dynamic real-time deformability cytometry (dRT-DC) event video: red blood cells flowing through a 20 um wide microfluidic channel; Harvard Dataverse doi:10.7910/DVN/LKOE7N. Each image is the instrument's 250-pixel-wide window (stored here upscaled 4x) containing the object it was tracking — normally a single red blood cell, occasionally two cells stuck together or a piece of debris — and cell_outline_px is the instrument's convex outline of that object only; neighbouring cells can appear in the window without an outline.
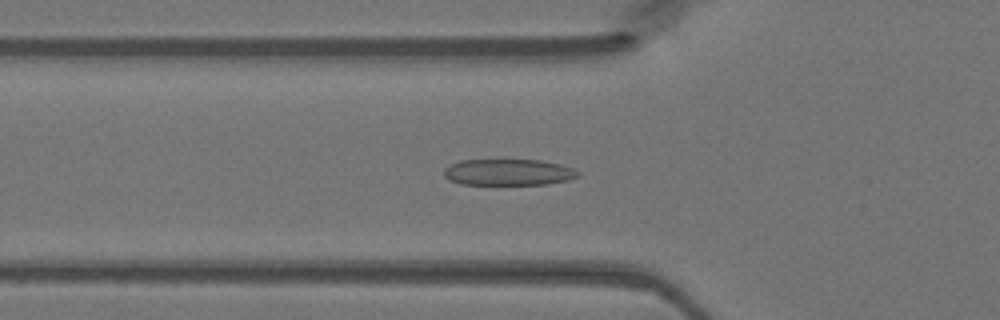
{"species": "Egyptian fruit bat (a non-hibernating species)", "species_latin": "Rousettus aegyptiacus", "temperature_condition": "warm", "stored_images_in_passage": 35, "camera_frame_rate_fps": 3000, "um_per_image_px": 0.085, "animal": {"sex": "female"}, "frame": {"image": 1, "passage_image": 9, "time_ms": 2.667, "image_size_px": [1000, 320], "cell_outline_px": [[580, 176], [568, 180], [548, 184], [460, 184], [448, 180], [444, 176], [444, 168], [448, 164], [460, 160], [540, 160], [560, 164], [572, 168], [580, 172]], "centroid_in_image_um": [43.19, 14.64], "position_along_channel_um": 82.6, "area_um2": 20.69}}
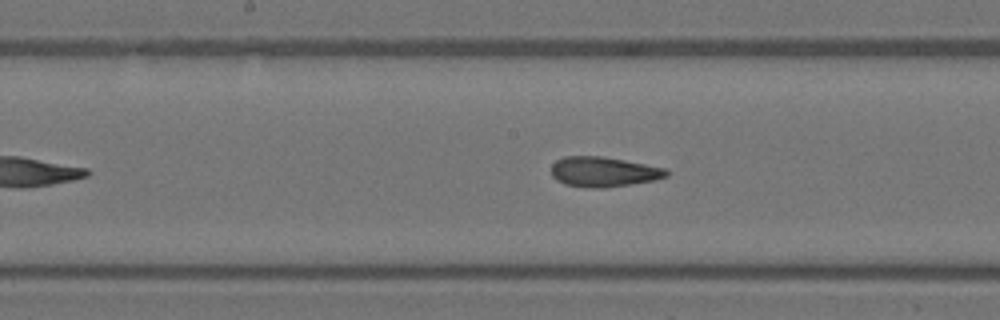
{"frame": {"image": 2, "passage_image": 17, "time_ms": 5.333, "image_size_px": [1000, 320], "cell_outline_px": [[668, 176], [656, 180], [632, 184], [604, 188], [588, 188], [564, 184], [556, 180], [552, 176], [552, 164], [556, 160], [564, 156], [600, 156], [624, 160], [664, 168], [668, 172]], "centroid_in_image_um": [51.28, 14.61], "position_along_channel_um": 196.9, "area_um2": 20.17}}
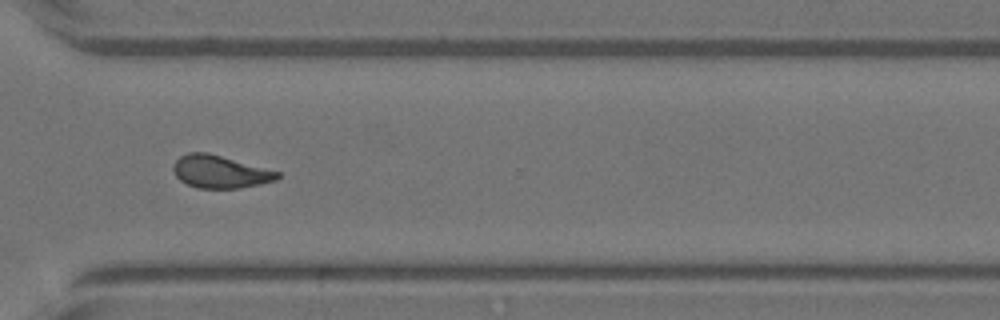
{"frame": {"image": 3, "passage_image": 28, "time_ms": 9.0, "image_size_px": [1000, 320], "cell_outline_px": [[280, 176], [276, 180], [260, 184], [240, 188], [196, 188], [180, 180], [176, 176], [172, 168], [176, 160], [180, 156], [188, 152], [208, 152], [280, 172]], "centroid_in_image_um": [18.69, 14.59], "position_along_channel_um": 351.9, "area_um2": 19.77}}